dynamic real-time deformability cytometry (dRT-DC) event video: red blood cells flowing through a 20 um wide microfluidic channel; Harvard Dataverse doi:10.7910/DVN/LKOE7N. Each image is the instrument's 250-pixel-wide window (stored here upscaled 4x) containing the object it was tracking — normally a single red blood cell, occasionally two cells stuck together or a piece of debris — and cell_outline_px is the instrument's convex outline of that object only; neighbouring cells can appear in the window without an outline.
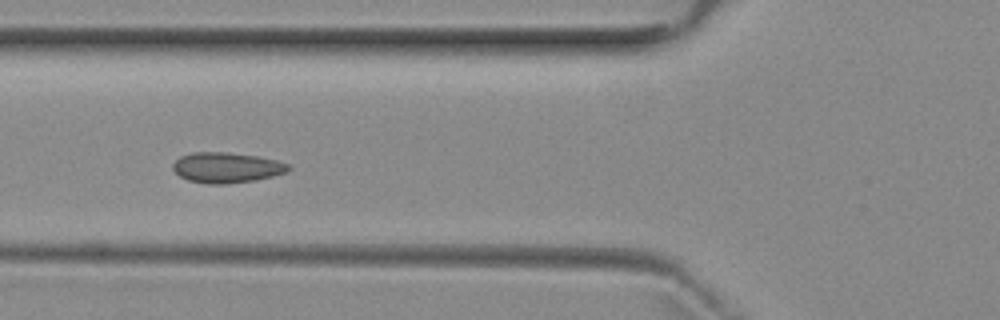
{"species": "common noctule bat (a hibernating species)", "species_latin": "Nyctalus noctula", "temperature_condition": "room temperature", "stored_images_in_passage": 8, "camera_frame_rate_fps": 3000, "um_per_image_px": 0.085, "animal": {"sex": "female", "body_mass_g": 29.2, "forearm_length_mm": 56.3}, "frame": {"image": 1, "passage_image": 6, "time_ms": 5.667, "image_size_px": [1000, 320], "cell_outline_px": [[292, 168], [288, 172], [256, 180], [224, 184], [208, 184], [188, 180], [180, 176], [172, 168], [172, 164], [180, 156], [192, 152], [228, 152], [260, 156], [276, 160], [288, 164]], "centroid_in_image_um": [19.27, 14.24], "position_along_channel_um": 106.5, "area_um2": 20.63}}
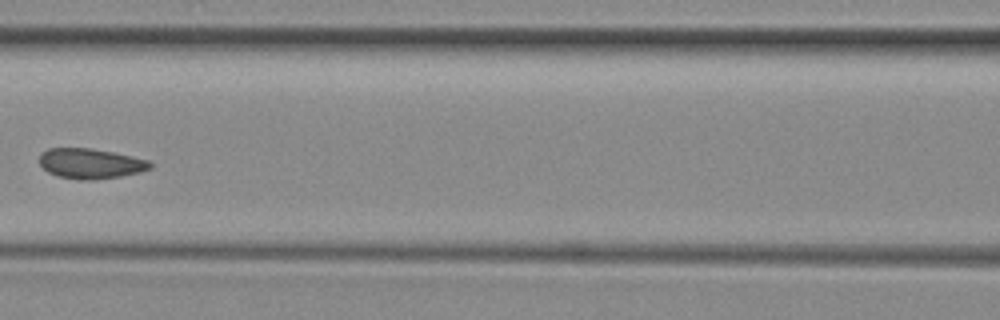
{"frame": {"image": 2, "passage_image": 7, "time_ms": 7.0, "image_size_px": [1000, 320], "cell_outline_px": [[152, 168], [140, 172], [120, 176], [92, 180], [80, 180], [60, 176], [48, 172], [40, 164], [40, 152], [48, 148], [88, 148], [112, 152], [132, 156], [148, 160], [152, 164]], "centroid_in_image_um": [7.69, 13.9], "position_along_channel_um": 158.9, "area_um2": 19.36}}
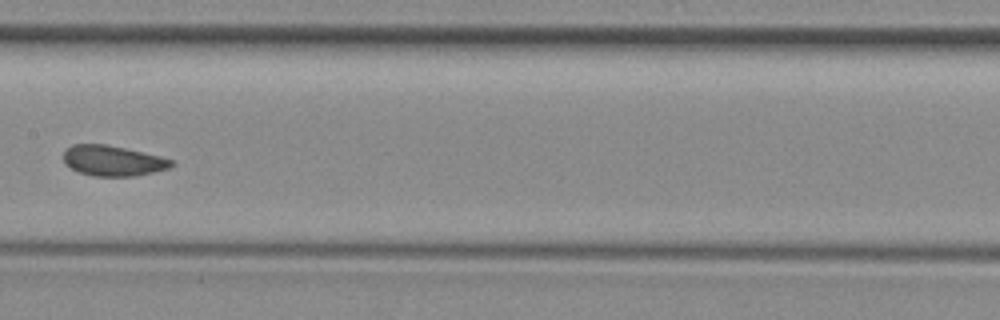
{"frame": {"image": 3, "passage_image": 8, "time_ms": 8.0, "image_size_px": [1000, 320], "cell_outline_px": [[176, 164], [172, 168], [136, 176], [92, 176], [80, 172], [64, 164], [64, 152], [72, 144], [108, 144], [160, 156], [172, 160]], "centroid_in_image_um": [9.63, 13.66], "position_along_channel_um": 197.8, "area_um2": 19.25}}